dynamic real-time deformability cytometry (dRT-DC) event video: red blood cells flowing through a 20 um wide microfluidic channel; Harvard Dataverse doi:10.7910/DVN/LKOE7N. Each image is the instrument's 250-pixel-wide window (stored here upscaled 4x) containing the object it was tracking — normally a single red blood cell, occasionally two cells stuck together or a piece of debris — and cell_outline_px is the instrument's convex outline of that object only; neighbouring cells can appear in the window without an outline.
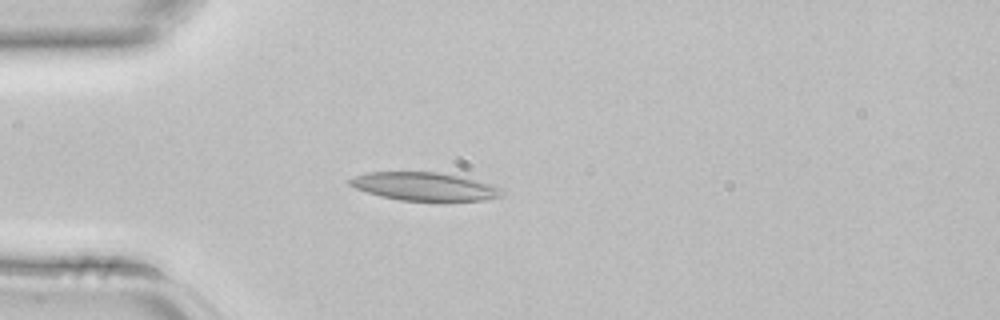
{"species": "common noctule bat (a hibernating species)", "species_latin": "Nyctalus noctula", "temperature_condition": "room temperature", "stored_images_in_passage": 4, "camera_frame_rate_fps": 3000, "um_per_image_px": 0.085, "animal": {"sex": "female", "body_mass_g": 22.7, "forearm_length_mm": 54.2}, "frame": {"image": 1, "passage_image": 4, "time_ms": 1.0, "image_size_px": [1000, 320], "cell_outline_px": [[504, 192], [500, 196], [484, 200], [444, 204], [400, 200], [380, 196], [356, 188], [348, 184], [348, 180], [356, 176], [368, 172], [440, 172], [460, 176], [504, 188]], "centroid_in_image_um": [36.15, 15.9], "position_along_channel_um": 48.8, "area_um2": 25.89}}